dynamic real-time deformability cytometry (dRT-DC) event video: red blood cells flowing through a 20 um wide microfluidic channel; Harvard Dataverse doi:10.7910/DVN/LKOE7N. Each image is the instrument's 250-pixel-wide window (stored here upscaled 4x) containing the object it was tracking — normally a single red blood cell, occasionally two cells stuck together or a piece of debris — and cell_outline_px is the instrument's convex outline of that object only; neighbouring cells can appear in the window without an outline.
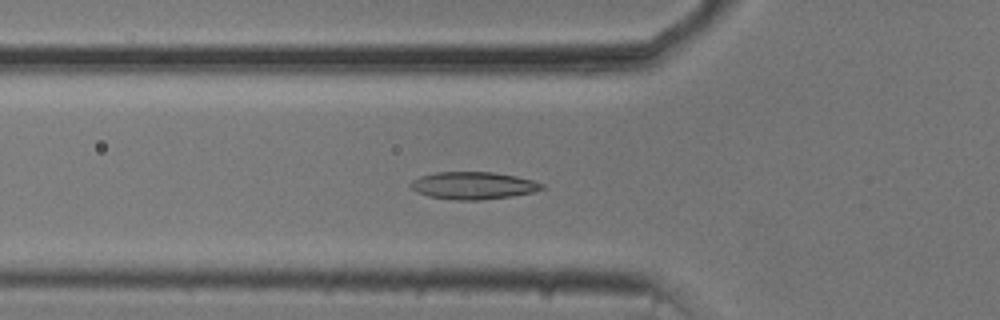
{"species": "common noctule bat (a hibernating species)", "species_latin": "Nyctalus noctula", "temperature_condition": "cold", "stored_images_in_passage": 46, "camera_frame_rate_fps": 3000, "um_per_image_px": 0.085, "animal": {"sex": "male", "body_mass_g": 20.5, "forearm_length_mm": 52.5}, "frame": {"image": 1, "passage_image": 16, "time_ms": 5.0, "image_size_px": [1000, 320], "cell_outline_px": [[544, 188], [532, 192], [512, 196], [480, 200], [456, 200], [428, 196], [416, 192], [408, 184], [412, 180], [420, 176], [436, 172], [492, 172], [516, 176], [532, 180], [544, 184]], "centroid_in_image_um": [40.2, 15.77], "position_along_channel_um": 85.6, "area_um2": 20.92}}
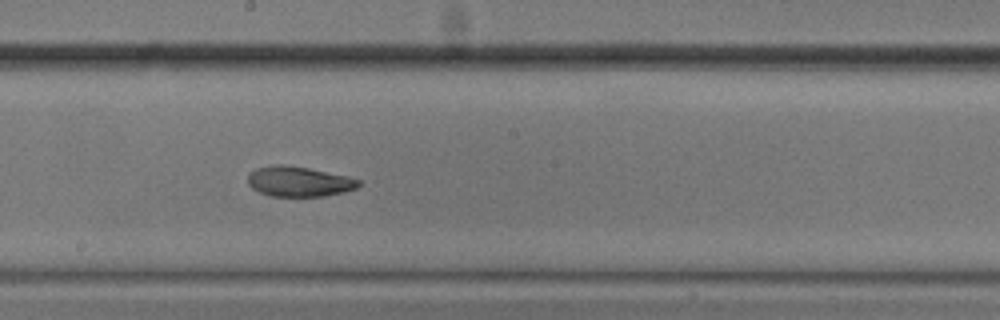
{"frame": {"image": 2, "passage_image": 27, "time_ms": 8.667, "image_size_px": [1000, 320], "cell_outline_px": [[360, 184], [356, 188], [344, 192], [324, 196], [272, 196], [260, 192], [252, 188], [248, 184], [248, 172], [256, 168], [276, 164], [280, 164], [308, 168], [348, 176], [360, 180]], "centroid_in_image_um": [25.39, 15.42], "position_along_channel_um": 222.8, "area_um2": 19.42}}
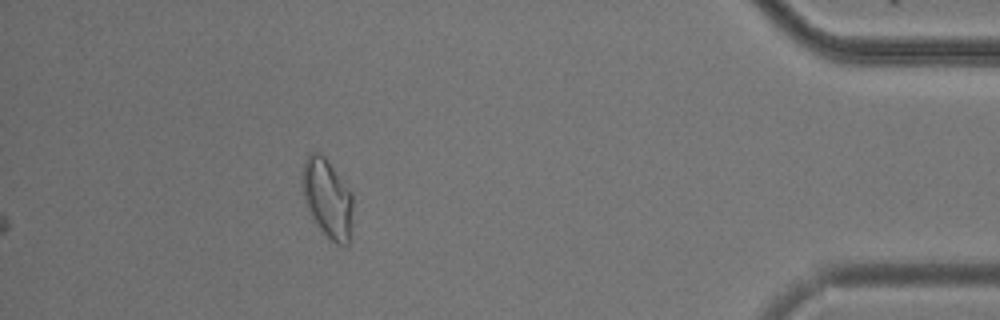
{"frame": {"image": 3, "passage_image": 46, "time_ms": 15.0, "image_size_px": [1000, 320], "cell_outline_px": [[352, 224], [348, 248], [336, 244], [320, 228], [312, 216], [304, 200], [300, 188], [304, 164], [308, 152], [320, 152], [324, 156], [352, 192]], "centroid_in_image_um": [27.83, 16.86], "position_along_channel_um": 407.4, "area_um2": 23.41}, "authors_computed_cell_mechanics": {"area_um2": 19.5942, "velocity_mm_per_s": 3.7081, "shape_relaxation_time_tau1_ms": null, "shape_relaxation_time_tau2_ms": 2.0956, "deformation_change_tau1": null, "deformation_change_tau2": 0.0532}}